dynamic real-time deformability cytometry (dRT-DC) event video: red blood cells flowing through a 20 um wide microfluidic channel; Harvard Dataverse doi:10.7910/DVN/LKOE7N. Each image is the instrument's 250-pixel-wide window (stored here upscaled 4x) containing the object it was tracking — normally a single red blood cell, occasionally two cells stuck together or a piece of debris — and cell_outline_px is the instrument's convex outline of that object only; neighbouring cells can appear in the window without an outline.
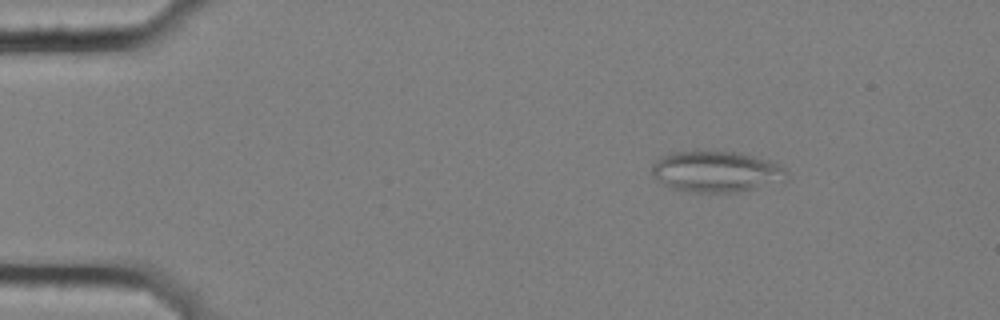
{"species": "common noctule bat (a hibernating species)", "species_latin": "Nyctalus noctula", "temperature_condition": "cold", "stored_images_in_passage": 4, "camera_frame_rate_fps": 3000, "um_per_image_px": 0.085, "animal": {"sex": "female", "body_mass_g": 25.1}, "frame": {"image": 1, "passage_image": 2, "time_ms": 0.333, "image_size_px": [1000, 320], "cell_outline_px": [[788, 176], [784, 180], [736, 192], [696, 192], [672, 188], [656, 180], [652, 172], [652, 164], [660, 156], [672, 152], [736, 152], [772, 160], [780, 164], [788, 172]], "centroid_in_image_um": [60.87, 14.58], "position_along_channel_um": 24.1, "area_um2": 31.91}}